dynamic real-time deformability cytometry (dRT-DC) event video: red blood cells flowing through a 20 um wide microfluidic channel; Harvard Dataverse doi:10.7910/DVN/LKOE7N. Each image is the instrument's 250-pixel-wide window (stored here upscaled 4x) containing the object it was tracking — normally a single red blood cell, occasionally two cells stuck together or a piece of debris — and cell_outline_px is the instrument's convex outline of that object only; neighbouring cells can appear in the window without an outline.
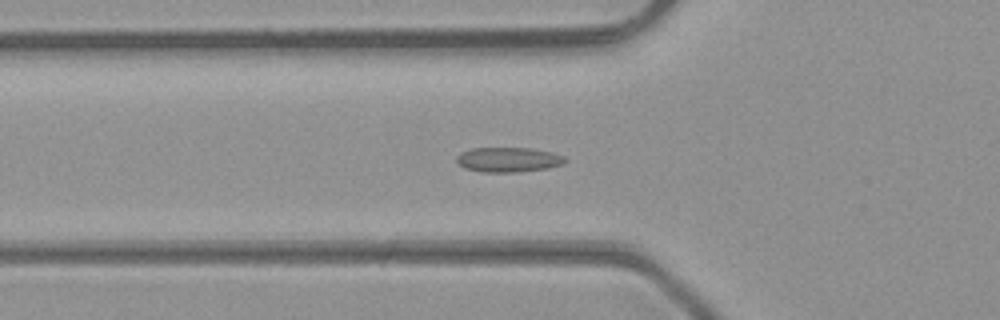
{"species": "common noctule bat (a hibernating species)", "species_latin": "Nyctalus noctula", "temperature_condition": "room temperature", "stored_images_in_passage": 47, "camera_frame_rate_fps": 3000, "um_per_image_px": 0.085, "animal": {"sex": "male", "body_mass_g": 23.1, "forearm_length_mm": 52.7}, "frame": {"image": 1, "passage_image": 16, "time_ms": 5.0, "image_size_px": [1000, 320], "cell_outline_px": [[564, 164], [548, 168], [516, 172], [480, 172], [464, 168], [456, 160], [456, 156], [460, 152], [472, 148], [532, 148], [552, 152], [564, 156]], "centroid_in_image_um": [43.18, 13.57], "position_along_channel_um": 82.6, "area_um2": 15.72}}
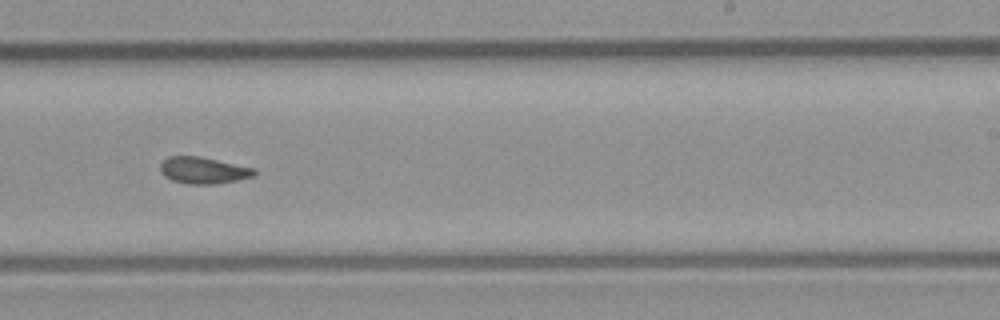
{"frame": {"image": 2, "passage_image": 29, "time_ms": 9.333, "image_size_px": [1000, 320], "cell_outline_px": [[256, 176], [216, 184], [188, 184], [172, 180], [164, 176], [160, 172], [160, 164], [168, 156], [200, 156], [256, 168]], "centroid_in_image_um": [17.3, 14.48], "position_along_channel_um": 271.7, "area_um2": 14.74}}
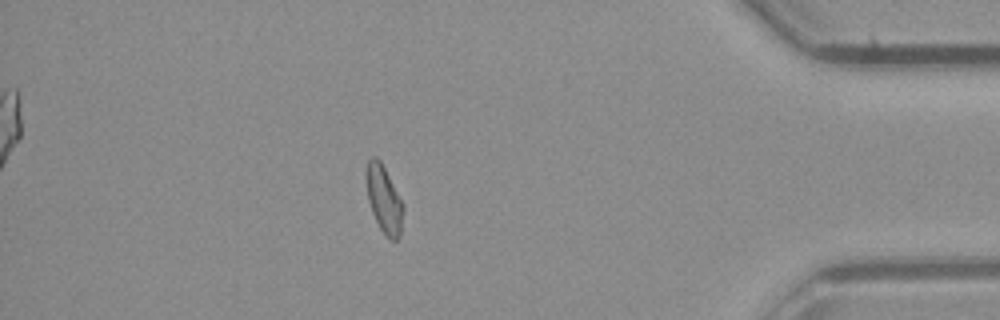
{"frame": {"image": 3, "passage_image": 41, "time_ms": 13.333, "image_size_px": [1000, 320], "cell_outline_px": [[404, 208], [400, 236], [396, 240], [392, 240], [380, 228], [372, 212], [368, 200], [364, 176], [368, 160], [372, 156], [376, 156], [380, 160], [404, 204]], "centroid_in_image_um": [32.62, 16.9], "position_along_channel_um": 402.6, "area_um2": 14.57}, "authors_computed_cell_mechanics": {"area_um2": 14.739, "velocity_mm_per_s": 4.3422, "shape_relaxation_time_tau1_ms": null, "shape_relaxation_time_tau2_ms": 2.4337, "deformation_change_tau1": null, "deformation_change_tau2": 0.0619}}